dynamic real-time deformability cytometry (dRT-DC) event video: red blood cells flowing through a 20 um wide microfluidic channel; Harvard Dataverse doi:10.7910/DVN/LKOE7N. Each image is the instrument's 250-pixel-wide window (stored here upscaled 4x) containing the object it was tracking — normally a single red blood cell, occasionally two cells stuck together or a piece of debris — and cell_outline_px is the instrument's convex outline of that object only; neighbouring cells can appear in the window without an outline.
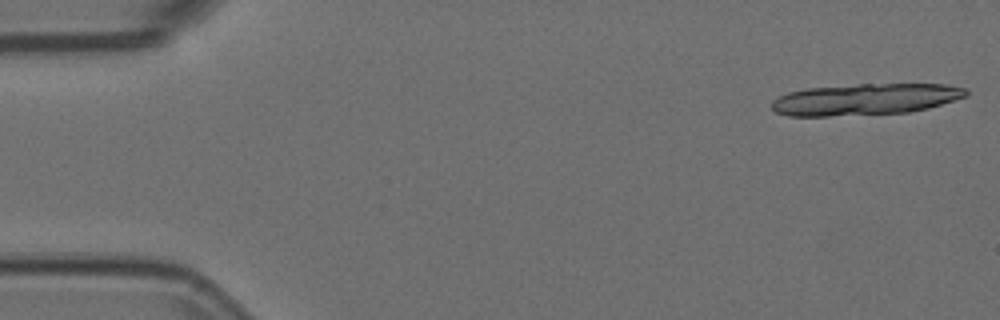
{"species": "Egyptian fruit bat (a non-hibernating species)", "species_latin": "Rousettus aegyptiacus", "temperature_condition": "room temperature", "stored_images_in_passage": 19, "segment_of_instrument_passage": [1, 2], "camera_frame_rate_fps": 3000, "um_per_image_px": 0.085, "animal": {"sex": "female"}, "frame": {"image": 1, "passage_image": 1, "time_ms": 0.0, "image_size_px": [1000, 320], "cell_outline_px": [[968, 96], [928, 108], [908, 112], [828, 116], [788, 116], [776, 112], [772, 108], [772, 100], [788, 92], [808, 88], [856, 84], [944, 84], [968, 88]], "centroid_in_image_um": [73.57, 8.43], "position_along_channel_um": 11.4, "area_um2": 35.6}}